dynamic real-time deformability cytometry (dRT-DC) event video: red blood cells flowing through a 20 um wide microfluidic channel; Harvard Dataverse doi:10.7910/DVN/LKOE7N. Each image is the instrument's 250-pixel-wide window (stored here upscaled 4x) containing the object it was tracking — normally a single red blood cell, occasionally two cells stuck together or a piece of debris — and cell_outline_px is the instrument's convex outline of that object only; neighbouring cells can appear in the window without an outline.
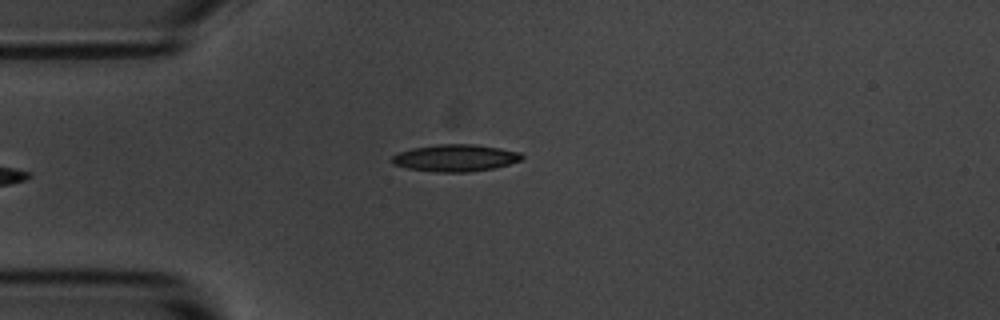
{"species": "common noctule bat (a hibernating species)", "species_latin": "Nyctalus noctula", "temperature_condition": "room temperature", "stored_images_in_passage": 4, "camera_frame_rate_fps": 3000, "um_per_image_px": 0.085, "animal": {"sex": "male", "body_mass_g": 20.1, "forearm_length_mm": 53.5}, "frame": {"image": 1, "passage_image": 4, "time_ms": 1.0, "image_size_px": [1000, 320], "cell_outline_px": [[524, 156], [520, 160], [496, 168], [468, 172], [436, 172], [408, 168], [392, 164], [392, 156], [396, 152], [412, 148], [436, 144], [476, 144], [500, 148], [520, 152]], "centroid_in_image_um": [38.69, 13.42], "position_along_channel_um": 46.3, "area_um2": 20.58}}